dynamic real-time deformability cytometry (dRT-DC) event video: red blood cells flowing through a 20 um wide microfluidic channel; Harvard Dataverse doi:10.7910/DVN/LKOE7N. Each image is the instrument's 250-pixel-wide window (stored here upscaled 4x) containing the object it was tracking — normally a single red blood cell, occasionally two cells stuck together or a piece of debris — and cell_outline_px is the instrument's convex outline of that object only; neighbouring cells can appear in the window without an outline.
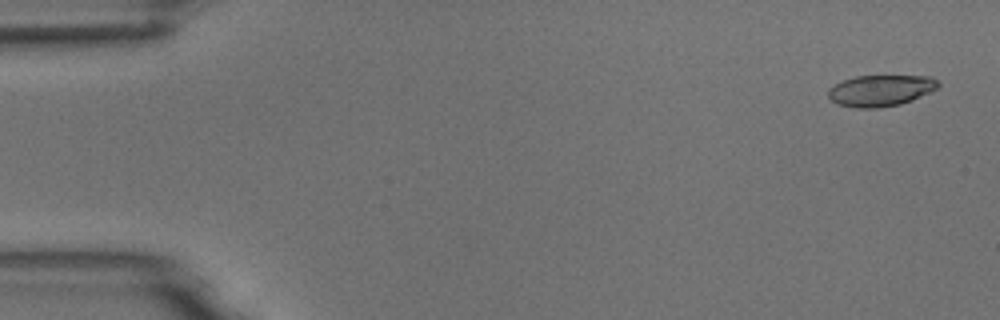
{"species": "common noctule bat (a hibernating species)", "species_latin": "Nyctalus noctula", "temperature_condition": "room temperature", "stored_images_in_passage": 3, "camera_frame_rate_fps": 3000, "um_per_image_px": 0.085, "animal": {"sex": "male", "body_mass_g": 18.8}, "frame": {"image": 1, "passage_image": 1, "time_ms": 0.0, "image_size_px": [1000, 320], "cell_outline_px": [[940, 84], [936, 88], [912, 100], [900, 104], [876, 108], [856, 108], [836, 104], [828, 96], [828, 88], [844, 80], [856, 76], [932, 76]], "centroid_in_image_um": [74.82, 7.7], "position_along_channel_um": 10.2, "area_um2": 19.88}}